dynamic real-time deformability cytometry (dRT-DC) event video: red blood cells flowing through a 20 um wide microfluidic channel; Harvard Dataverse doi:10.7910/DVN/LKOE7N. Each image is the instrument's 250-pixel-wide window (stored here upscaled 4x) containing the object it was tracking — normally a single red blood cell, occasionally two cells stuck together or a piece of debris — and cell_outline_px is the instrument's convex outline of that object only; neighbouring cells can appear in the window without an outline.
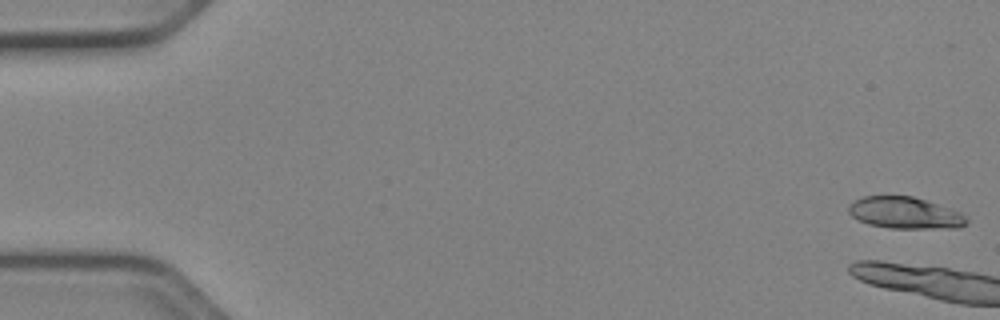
{"species": "Egyptian fruit bat (a non-hibernating species)", "species_latin": "Rousettus aegyptiacus", "temperature_condition": "cold", "stored_images_in_passage": 9, "camera_frame_rate_fps": 3000, "um_per_image_px": 0.085, "animal": {"sex": "female"}, "frame": {"image": 1, "passage_image": 1, "time_ms": 0.0, "image_size_px": [1000, 320], "cell_outline_px": [[968, 224], [960, 228], [888, 228], [868, 224], [852, 216], [848, 212], [848, 204], [864, 196], [912, 196], [960, 212], [968, 220]], "centroid_in_image_um": [76.91, 18.11], "position_along_channel_um": 8.1, "area_um2": 21.62}}